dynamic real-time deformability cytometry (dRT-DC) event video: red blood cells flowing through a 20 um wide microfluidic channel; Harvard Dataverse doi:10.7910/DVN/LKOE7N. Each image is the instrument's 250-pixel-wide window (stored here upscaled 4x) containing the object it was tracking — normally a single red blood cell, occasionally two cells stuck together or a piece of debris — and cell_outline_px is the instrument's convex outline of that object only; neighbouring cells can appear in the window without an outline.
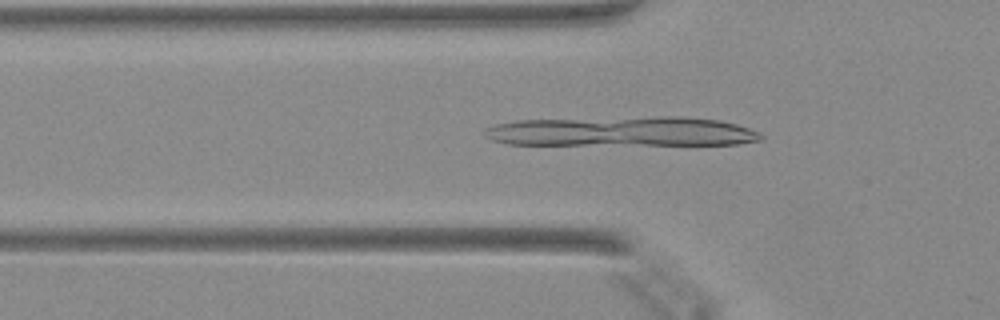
{"species": "Egyptian fruit bat (a non-hibernating species)", "species_latin": "Rousettus aegyptiacus", "temperature_condition": "warm", "stored_images_in_passage": 44, "camera_frame_rate_fps": 3000, "um_per_image_px": 0.085, "animal": {"sex": "female"}, "frame": {"image": 1, "passage_image": 13, "time_ms": 4.0, "image_size_px": [1000, 320], "cell_outline_px": [[764, 140], [736, 144], [508, 144], [492, 140], [484, 136], [484, 128], [496, 124], [516, 120], [660, 116], [680, 116], [720, 120], [736, 124], [760, 132], [764, 136]], "centroid_in_image_um": [52.89, 11.17], "position_along_channel_um": 72.9, "area_um2": 47.97}}